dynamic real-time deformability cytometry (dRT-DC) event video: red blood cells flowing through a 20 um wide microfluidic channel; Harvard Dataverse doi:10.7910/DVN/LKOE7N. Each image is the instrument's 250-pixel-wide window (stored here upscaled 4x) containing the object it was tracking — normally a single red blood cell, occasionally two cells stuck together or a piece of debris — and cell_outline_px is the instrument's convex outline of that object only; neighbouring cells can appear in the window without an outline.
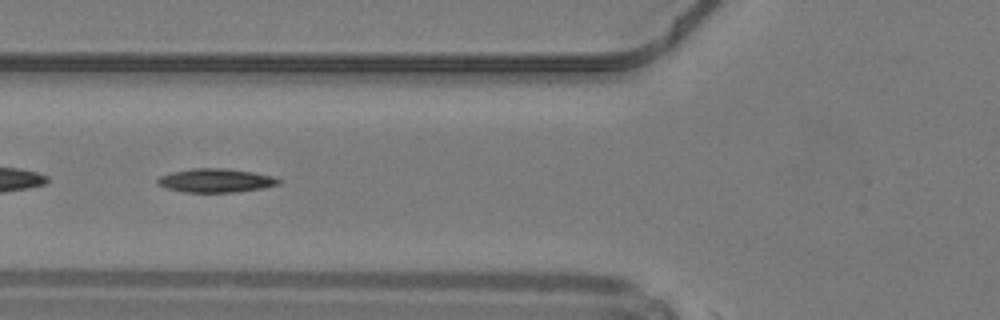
{"species": "common noctule bat (a hibernating species)", "species_latin": "Nyctalus noctula", "temperature_condition": "warm", "stored_images_in_passage": 36, "camera_frame_rate_fps": 3000, "um_per_image_px": 0.085, "animal": {"sex": "male", "body_mass_g": 19.2, "forearm_length_mm": 51.8}, "frame": {"image": 1, "passage_image": 6, "time_ms": 1.667, "image_size_px": [1000, 320], "cell_outline_px": [[280, 184], [260, 188], [236, 192], [184, 192], [168, 188], [156, 184], [156, 180], [160, 176], [172, 172], [192, 168], [224, 168], [252, 172], [272, 176], [280, 180]], "centroid_in_image_um": [18.3, 15.34], "position_along_channel_um": 107.5, "area_um2": 16.59}}
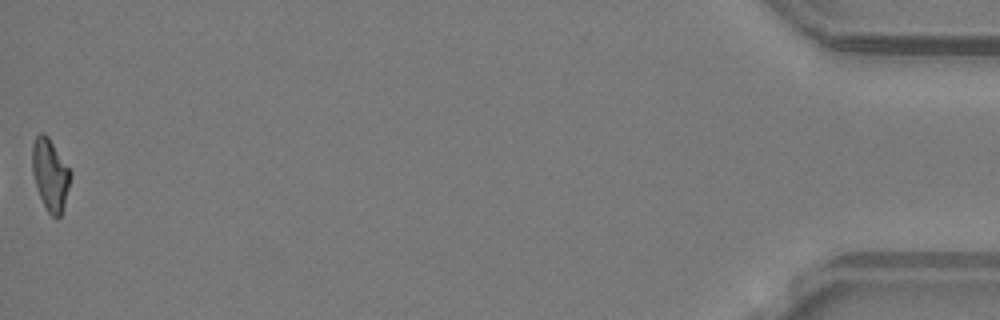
{"frame": {"image": 2, "passage_image": 36, "time_ms": 11.667, "image_size_px": [1000, 320], "cell_outline_px": [[72, 176], [64, 204], [60, 216], [56, 220], [48, 212], [40, 196], [32, 172], [32, 144], [36, 136], [40, 132], [44, 132], [48, 136], [72, 172]], "centroid_in_image_um": [4.27, 14.82], "position_along_channel_um": 430.9, "area_um2": 15.95}, "authors_computed_cell_mechanics": {"area_um2": 16.184, "velocity_mm_per_s": 4.2391, "shape_relaxation_time_tau1_ms": 7.7706, "shape_relaxation_time_tau2_ms": 8.0403, "deformation_change_tau1": 0.2466, "deformation_change_tau2": 0.2003}}